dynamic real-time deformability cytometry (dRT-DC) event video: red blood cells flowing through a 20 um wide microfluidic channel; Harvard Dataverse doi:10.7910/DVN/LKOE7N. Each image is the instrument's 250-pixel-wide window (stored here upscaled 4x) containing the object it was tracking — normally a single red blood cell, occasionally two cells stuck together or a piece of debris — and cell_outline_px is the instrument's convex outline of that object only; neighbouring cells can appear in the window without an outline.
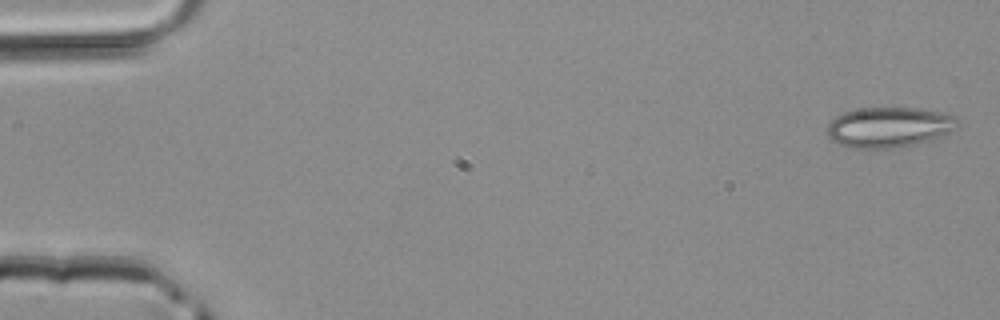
{"species": "common noctule bat (a hibernating species)", "species_latin": "Nyctalus noctula", "temperature_condition": "room temperature", "stored_images_in_passage": 4, "camera_frame_rate_fps": 3000, "um_per_image_px": 0.085, "animal": {"sex": "male", "body_mass_g": 20.4}, "frame": {"image": 1, "passage_image": 1, "time_ms": 0.0, "image_size_px": [1000, 320], "cell_outline_px": [[960, 124], [956, 128], [944, 136], [916, 144], [896, 148], [848, 148], [832, 140], [828, 136], [828, 124], [836, 116], [844, 112], [864, 108], [916, 108], [940, 112], [956, 116], [960, 120]], "centroid_in_image_um": [75.62, 10.82], "position_along_channel_um": 9.4, "area_um2": 30.81}}